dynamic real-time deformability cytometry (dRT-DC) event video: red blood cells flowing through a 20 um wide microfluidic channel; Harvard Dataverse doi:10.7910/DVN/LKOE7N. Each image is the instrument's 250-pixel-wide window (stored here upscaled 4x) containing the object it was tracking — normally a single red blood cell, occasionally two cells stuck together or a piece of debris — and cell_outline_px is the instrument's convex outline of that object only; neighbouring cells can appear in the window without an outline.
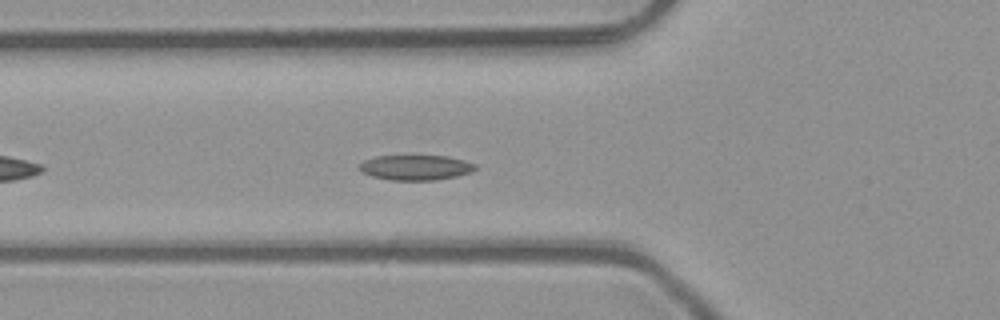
{"species": "common noctule bat (a hibernating species)", "species_latin": "Nyctalus noctula", "temperature_condition": "room temperature", "stored_images_in_passage": 39, "camera_frame_rate_fps": 3000, "um_per_image_px": 0.085, "animal": {"sex": "male", "body_mass_g": 23.1, "forearm_length_mm": 52.7}, "frame": {"image": 1, "passage_image": 6, "time_ms": 1.667, "image_size_px": [1000, 320], "cell_outline_px": [[476, 168], [472, 172], [456, 176], [436, 180], [388, 180], [372, 176], [364, 172], [360, 168], [360, 164], [364, 160], [376, 156], [448, 156], [464, 160], [476, 164]], "centroid_in_image_um": [35.36, 14.24], "position_along_channel_um": 90.4, "area_um2": 16.88}}
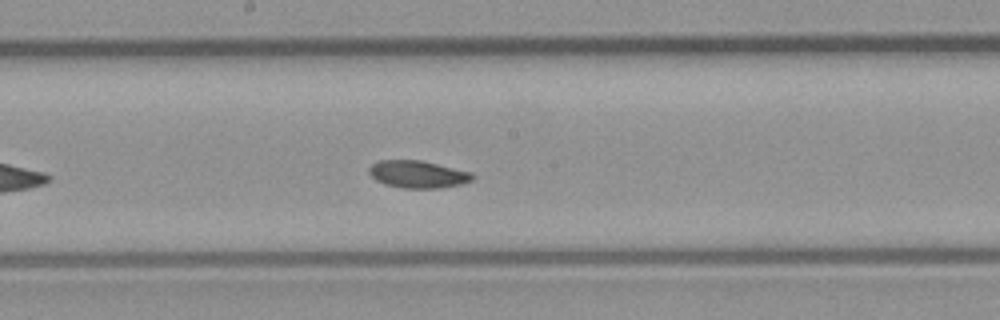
{"frame": {"image": 2, "passage_image": 15, "time_ms": 4.667, "image_size_px": [1000, 320], "cell_outline_px": [[476, 176], [472, 180], [460, 184], [440, 188], [400, 188], [384, 184], [376, 180], [368, 172], [368, 168], [372, 164], [380, 160], [420, 160], [472, 172]], "centroid_in_image_um": [35.51, 14.81], "position_along_channel_um": 212.7, "area_um2": 16.53}}
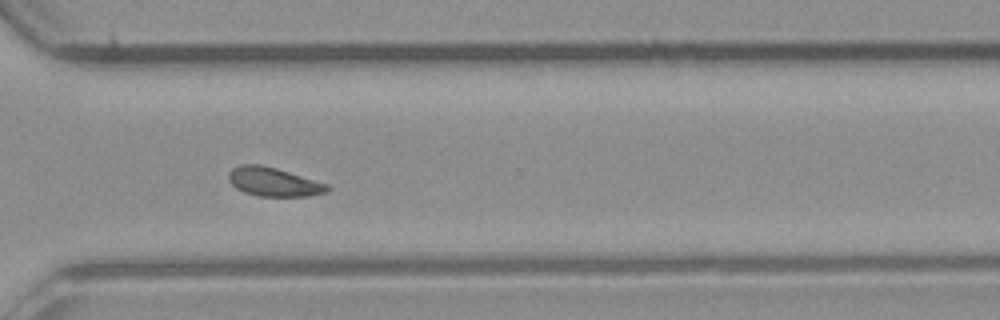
{"frame": {"image": 3, "passage_image": 25, "time_ms": 8.0, "image_size_px": [1000, 320], "cell_outline_px": [[332, 188], [328, 192], [308, 196], [260, 196], [244, 192], [236, 188], [228, 180], [228, 172], [232, 168], [240, 164], [260, 164], [276, 168], [328, 184]], "centroid_in_image_um": [23.25, 15.46], "position_along_channel_um": 347.3, "area_um2": 16.65}, "authors_computed_cell_mechanics": {"area_um2": 16.5308, "velocity_mm_per_s": 4.0466, "shape_relaxation_time_tau1_ms": null, "shape_relaxation_time_tau2_ms": 6.8886, "deformation_change_tau1": null, "deformation_change_tau2": 0.1095}}